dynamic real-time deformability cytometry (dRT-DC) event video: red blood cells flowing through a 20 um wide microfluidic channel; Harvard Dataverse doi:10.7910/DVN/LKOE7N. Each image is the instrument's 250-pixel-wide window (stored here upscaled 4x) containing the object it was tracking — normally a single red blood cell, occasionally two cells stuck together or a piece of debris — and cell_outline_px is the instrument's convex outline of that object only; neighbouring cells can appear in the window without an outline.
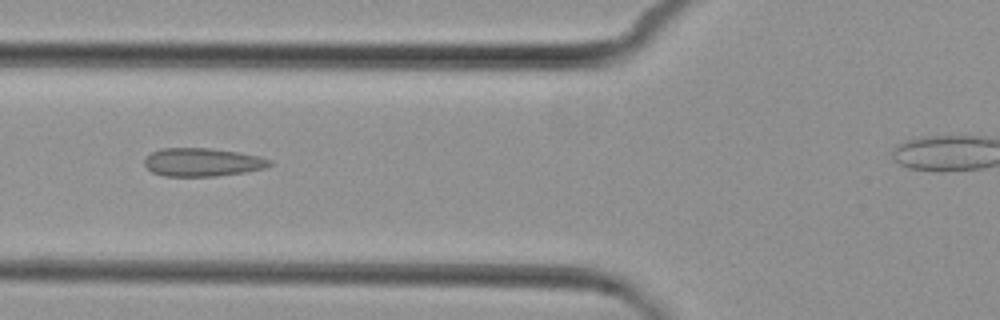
{"species": "common noctule bat (a hibernating species)", "species_latin": "Nyctalus noctula", "temperature_condition": "cold", "stored_images_in_passage": 8, "camera_frame_rate_fps": 3000, "um_per_image_px": 0.085, "animal": {"sex": "female", "body_mass_g": 29.2, "forearm_length_mm": 56.3}, "frame": {"image": 1, "passage_image": 5, "time_ms": 5.667, "image_size_px": [1000, 320], "cell_outline_px": [[272, 164], [264, 168], [244, 172], [216, 176], [164, 176], [152, 172], [144, 164], [144, 160], [152, 152], [160, 148], [208, 148], [236, 152], [260, 156], [272, 160]], "centroid_in_image_um": [17.2, 13.79], "position_along_channel_um": 108.6, "area_um2": 20.52}}
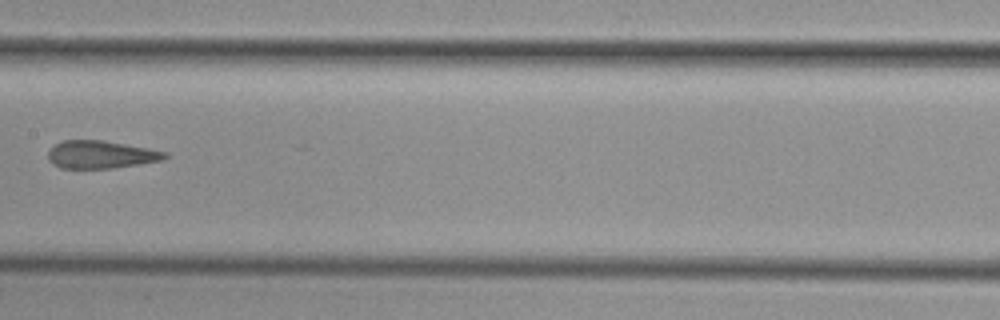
{"frame": {"image": 2, "passage_image": 7, "time_ms": 8.0, "image_size_px": [1000, 320], "cell_outline_px": [[168, 156], [164, 160], [112, 168], [60, 168], [52, 164], [48, 160], [48, 152], [56, 144], [64, 140], [104, 140], [148, 148], [168, 152]], "centroid_in_image_um": [8.59, 13.14], "position_along_channel_um": 198.8, "area_um2": 18.9}}
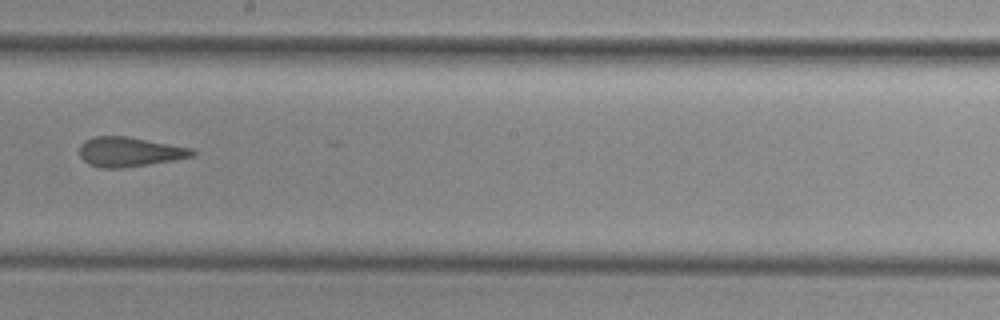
{"frame": {"image": 3, "passage_image": 8, "time_ms": 9.0, "image_size_px": [1000, 320], "cell_outline_px": [[196, 152], [192, 156], [172, 160], [124, 168], [100, 168], [88, 164], [80, 156], [80, 144], [84, 140], [92, 136], [128, 136], [192, 148]], "centroid_in_image_um": [10.96, 12.9], "position_along_channel_um": 237.2, "area_um2": 19.48}}